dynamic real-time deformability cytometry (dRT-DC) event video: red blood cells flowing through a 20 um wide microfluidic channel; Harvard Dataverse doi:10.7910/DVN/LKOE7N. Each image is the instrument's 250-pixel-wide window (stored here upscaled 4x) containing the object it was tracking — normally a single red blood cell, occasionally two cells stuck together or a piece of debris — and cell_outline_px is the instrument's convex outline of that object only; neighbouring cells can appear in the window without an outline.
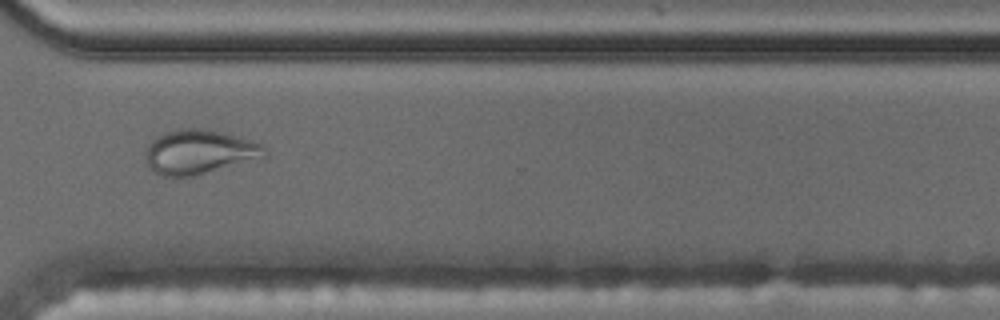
{"species": "common noctule bat (a hibernating species)", "species_latin": "Nyctalus noctula", "temperature_condition": "cold", "stored_images_in_passage": 51, "camera_frame_rate_fps": 3000, "um_per_image_px": 0.085, "animal": {"sex": "male", "body_mass_g": 17.5, "forearm_length_mm": 52.3}, "frame": {"image": 1, "passage_image": 37, "time_ms": 12.0, "image_size_px": [1000, 320], "cell_outline_px": [[268, 156], [192, 176], [160, 176], [148, 168], [144, 156], [148, 144], [156, 136], [164, 132], [176, 128], [200, 128], [220, 132], [252, 140], [268, 148]], "centroid_in_image_um": [16.9, 12.9], "position_along_channel_um": 353.7, "area_um2": 30.92}, "authors_computed_cell_mechanics": {"area_um2": 22.542, "velocity_mm_per_s": 3.4986, "shape_relaxation_time_tau1_ms": null, "shape_relaxation_time_tau2_ms": 1.8328, "deformation_change_tau1": null, "deformation_change_tau2": 0.0784}}